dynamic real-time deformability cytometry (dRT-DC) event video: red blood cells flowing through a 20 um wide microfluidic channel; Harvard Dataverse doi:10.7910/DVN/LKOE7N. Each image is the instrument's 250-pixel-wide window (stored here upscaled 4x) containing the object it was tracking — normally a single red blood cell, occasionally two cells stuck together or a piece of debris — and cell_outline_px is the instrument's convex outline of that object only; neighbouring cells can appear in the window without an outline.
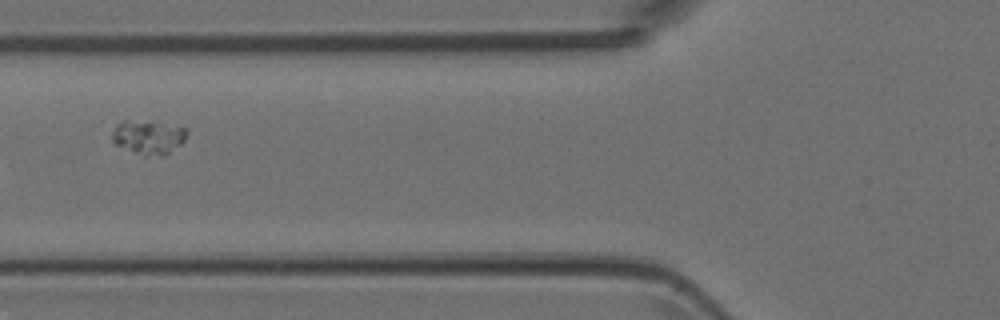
{"species": "Egyptian fruit bat (a non-hibernating species)", "species_latin": "Rousettus aegyptiacus", "temperature_condition": "room temperature", "stored_images_in_passage": 5, "camera_frame_rate_fps": 3000, "um_per_image_px": 0.085, "animal": {"sex": "female"}, "frame": {"image": 1, "passage_image": 2, "time_ms": 0.333, "image_size_px": [1000, 320], "cell_outline_px": [[188, 132], [184, 140], [180, 144], [164, 156], [144, 156], [112, 144], [112, 132], [116, 124], [124, 120], [128, 120], [160, 124], [188, 128]], "centroid_in_image_um": [12.57, 11.69], "position_along_channel_um": 113.2, "area_um2": 14.68}}
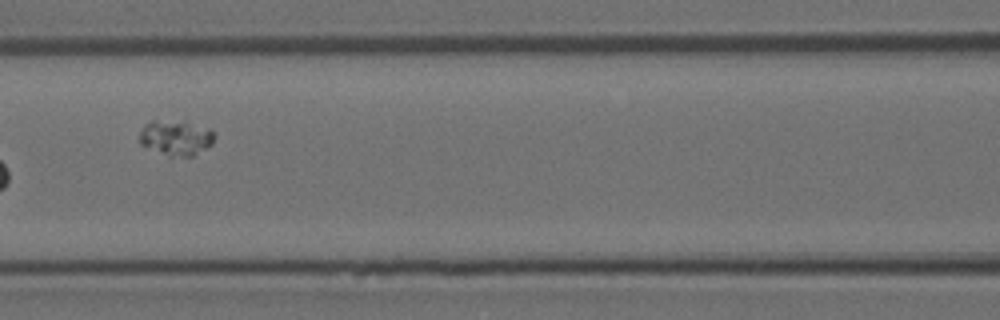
{"frame": {"image": 2, "passage_image": 3, "time_ms": 0.667, "image_size_px": [1000, 320], "cell_outline_px": [[216, 136], [212, 144], [192, 156], [168, 156], [140, 144], [140, 128], [144, 124], [152, 120], [184, 120], [208, 128], [216, 132]], "centroid_in_image_um": [14.96, 11.67], "position_along_channel_um": 151.6, "area_um2": 15.66}}
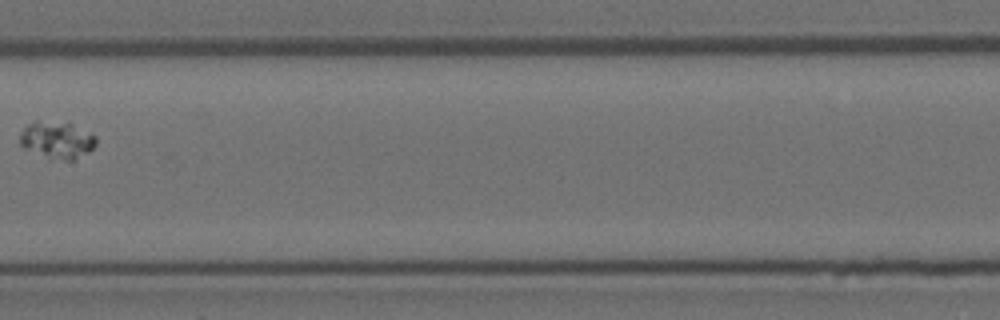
{"frame": {"image": 3, "passage_image": 4, "time_ms": 1.0, "image_size_px": [1000, 320], "cell_outline_px": [[96, 144], [88, 152], [72, 160], [64, 160], [24, 148], [20, 144], [20, 132], [24, 124], [36, 120], [68, 120], [96, 136]], "centroid_in_image_um": [4.84, 11.8], "position_along_channel_um": 202.6, "area_um2": 16.65}}